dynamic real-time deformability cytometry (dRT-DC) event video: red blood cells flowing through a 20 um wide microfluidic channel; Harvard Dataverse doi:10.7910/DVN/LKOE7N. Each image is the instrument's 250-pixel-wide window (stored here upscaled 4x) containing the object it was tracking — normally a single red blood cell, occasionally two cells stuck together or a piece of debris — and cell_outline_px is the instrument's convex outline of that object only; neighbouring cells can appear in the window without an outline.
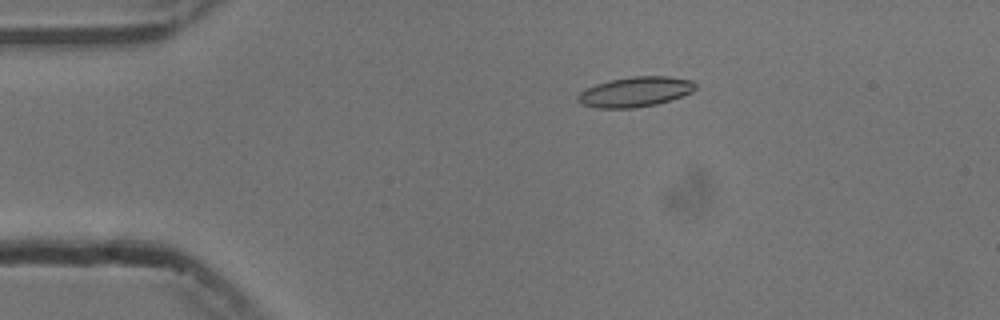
{"species": "common noctule bat (a hibernating species)", "species_latin": "Nyctalus noctula", "temperature_condition": "cold", "stored_images_in_passage": 35, "camera_frame_rate_fps": 3000, "um_per_image_px": 0.085, "animal": {"sex": "male", "body_mass_g": 13.3}, "frame": {"image": 1, "passage_image": 3, "time_ms": 0.667, "image_size_px": [1000, 320], "cell_outline_px": [[696, 88], [692, 92], [656, 104], [636, 108], [596, 108], [580, 104], [576, 100], [576, 96], [584, 88], [608, 80], [632, 76], [668, 76], [692, 80], [696, 84]], "centroid_in_image_um": [53.94, 7.8], "position_along_channel_um": 31.1, "area_um2": 20.75}}
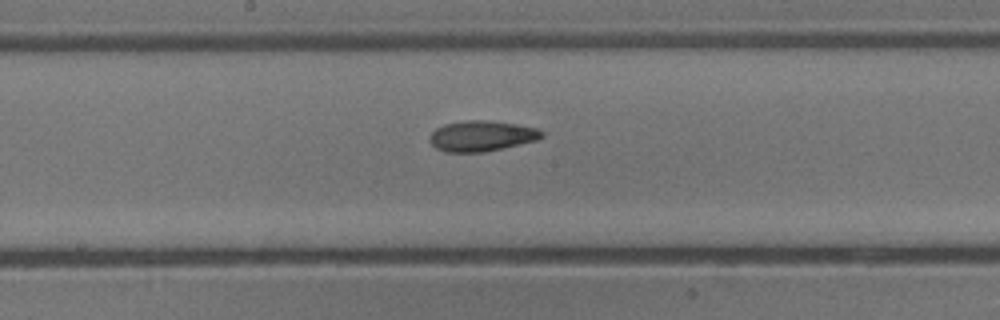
{"frame": {"image": 2, "passage_image": 21, "time_ms": 6.667, "image_size_px": [1000, 320], "cell_outline_px": [[544, 136], [536, 140], [504, 148], [484, 152], [444, 152], [436, 148], [428, 140], [428, 136], [436, 128], [444, 124], [468, 120], [488, 120], [516, 124], [540, 128], [544, 132]], "centroid_in_image_um": [40.94, 11.55], "position_along_channel_um": 207.3, "area_um2": 20.17}}
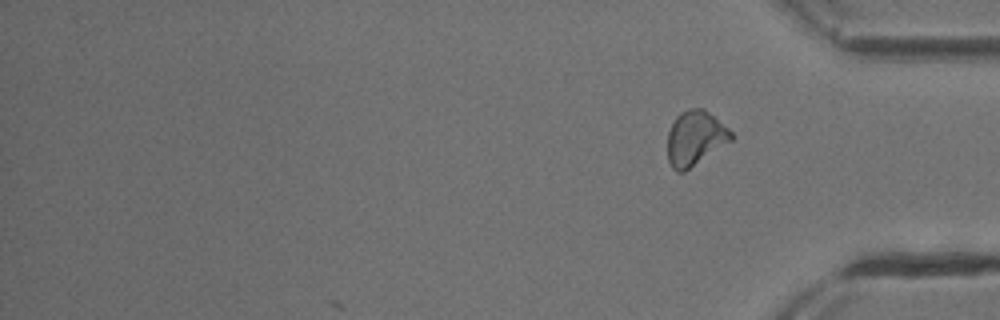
{"frame": {"image": 3, "passage_image": 35, "time_ms": 11.333, "image_size_px": [1000, 320], "cell_outline_px": [[732, 140], [684, 172], [676, 172], [672, 168], [668, 160], [668, 132], [676, 116], [680, 112], [688, 108], [704, 108], [728, 128], [732, 132]], "centroid_in_image_um": [59.07, 11.74], "position_along_channel_um": 376.1, "area_um2": 20.17}, "authors_computed_cell_mechanics": {"area_um2": 19.9988, "velocity_mm_per_s": 3.7482, "shape_relaxation_time_tau1_ms": null, "shape_relaxation_time_tau2_ms": 4.0038, "deformation_change_tau1": null, "deformation_change_tau2": 0.1006}}